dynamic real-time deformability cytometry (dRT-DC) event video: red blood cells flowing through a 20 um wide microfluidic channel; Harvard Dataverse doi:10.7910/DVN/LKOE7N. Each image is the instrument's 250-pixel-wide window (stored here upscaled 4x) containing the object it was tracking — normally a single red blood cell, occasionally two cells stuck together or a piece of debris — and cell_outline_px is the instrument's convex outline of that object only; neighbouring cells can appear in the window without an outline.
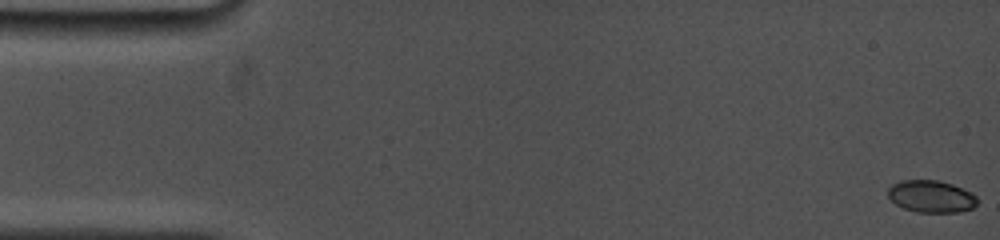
{"species": "common noctule bat (a hibernating species)", "species_latin": "Nyctalus noctula", "temperature_condition": "cold", "stored_images_in_passage": 36, "camera_frame_rate_fps": 5000, "um_per_image_px": 0.085, "animal": {"sex": "female", "body_mass_g": 19.0, "forearm_length_mm": 53.3}, "frame": {"image": 1, "passage_image": 1, "time_ms": 0.0, "image_size_px": [1000, 240], "cell_outline_px": [[980, 200], [972, 208], [960, 212], [916, 212], [904, 208], [896, 204], [888, 196], [888, 188], [892, 184], [900, 180], [936, 180], [952, 184], [972, 192]], "centroid_in_image_um": [79.17, 16.69], "position_along_channel_um": 5.8, "area_um2": 16.82}}
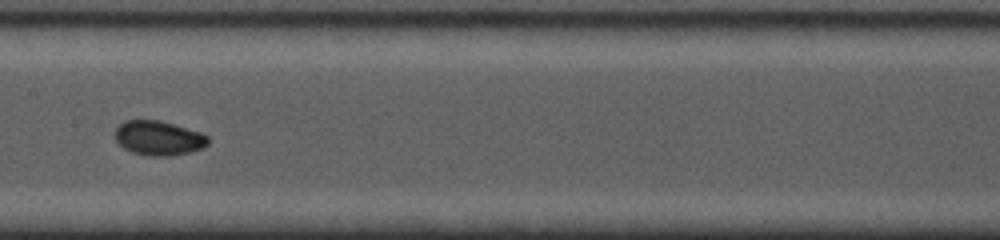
{"frame": {"image": 2, "passage_image": 19, "time_ms": 8.6, "image_size_px": [1000, 240], "cell_outline_px": [[208, 144], [204, 148], [172, 156], [152, 156], [132, 152], [124, 148], [116, 140], [116, 128], [124, 120], [160, 120], [200, 132], [208, 136]], "centroid_in_image_um": [13.49, 11.73], "position_along_channel_um": 193.9, "area_um2": 18.61}}
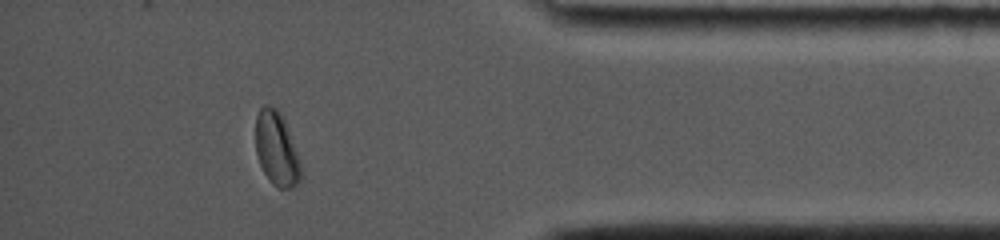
{"frame": {"image": 3, "passage_image": 32, "time_ms": 14.8, "image_size_px": [1000, 240], "cell_outline_px": [[300, 180], [292, 188], [276, 188], [272, 184], [264, 172], [260, 164], [256, 152], [256, 116], [260, 108], [264, 104], [268, 104], [276, 108], [284, 116], [300, 164]], "centroid_in_image_um": [23.49, 12.62], "position_along_channel_um": 411.7, "area_um2": 19.36}, "authors_computed_cell_mechanics": {"area_um2": 17.34, "velocity_mm_per_s": 3.7962, "shape_relaxation_time_tau1_ms": 1.8958, "shape_relaxation_time_tau2_ms": 4.225, "deformation_change_tau1": 0.0915, "deformation_change_tau2": 0.0336}}